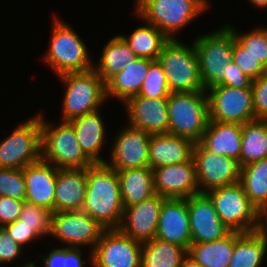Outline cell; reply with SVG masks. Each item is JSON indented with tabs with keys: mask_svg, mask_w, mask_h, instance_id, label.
<instances>
[{
	"mask_svg": "<svg viewBox=\"0 0 267 267\" xmlns=\"http://www.w3.org/2000/svg\"><path fill=\"white\" fill-rule=\"evenodd\" d=\"M81 211L105 229L119 228L124 208L116 170L105 163L87 167V190Z\"/></svg>",
	"mask_w": 267,
	"mask_h": 267,
	"instance_id": "obj_1",
	"label": "cell"
},
{
	"mask_svg": "<svg viewBox=\"0 0 267 267\" xmlns=\"http://www.w3.org/2000/svg\"><path fill=\"white\" fill-rule=\"evenodd\" d=\"M134 14L169 39L209 8L208 0H136ZM183 28V29H182Z\"/></svg>",
	"mask_w": 267,
	"mask_h": 267,
	"instance_id": "obj_2",
	"label": "cell"
},
{
	"mask_svg": "<svg viewBox=\"0 0 267 267\" xmlns=\"http://www.w3.org/2000/svg\"><path fill=\"white\" fill-rule=\"evenodd\" d=\"M50 45L43 61L57 76L85 72L93 68L89 50L84 40L71 26L54 17Z\"/></svg>",
	"mask_w": 267,
	"mask_h": 267,
	"instance_id": "obj_3",
	"label": "cell"
},
{
	"mask_svg": "<svg viewBox=\"0 0 267 267\" xmlns=\"http://www.w3.org/2000/svg\"><path fill=\"white\" fill-rule=\"evenodd\" d=\"M168 134L201 140L209 122L206 91L177 92L168 96Z\"/></svg>",
	"mask_w": 267,
	"mask_h": 267,
	"instance_id": "obj_4",
	"label": "cell"
},
{
	"mask_svg": "<svg viewBox=\"0 0 267 267\" xmlns=\"http://www.w3.org/2000/svg\"><path fill=\"white\" fill-rule=\"evenodd\" d=\"M66 87L62 104V120L69 122L82 115L100 110L106 103L105 82L92 68L85 72L58 76Z\"/></svg>",
	"mask_w": 267,
	"mask_h": 267,
	"instance_id": "obj_5",
	"label": "cell"
},
{
	"mask_svg": "<svg viewBox=\"0 0 267 267\" xmlns=\"http://www.w3.org/2000/svg\"><path fill=\"white\" fill-rule=\"evenodd\" d=\"M171 93L205 91L194 46L170 39L157 58Z\"/></svg>",
	"mask_w": 267,
	"mask_h": 267,
	"instance_id": "obj_6",
	"label": "cell"
},
{
	"mask_svg": "<svg viewBox=\"0 0 267 267\" xmlns=\"http://www.w3.org/2000/svg\"><path fill=\"white\" fill-rule=\"evenodd\" d=\"M41 159L58 169H84L93 163L81 150L74 129L69 122L57 126L49 123L40 113Z\"/></svg>",
	"mask_w": 267,
	"mask_h": 267,
	"instance_id": "obj_7",
	"label": "cell"
},
{
	"mask_svg": "<svg viewBox=\"0 0 267 267\" xmlns=\"http://www.w3.org/2000/svg\"><path fill=\"white\" fill-rule=\"evenodd\" d=\"M234 40L233 32L225 24L193 40L205 91L224 80V66L232 61Z\"/></svg>",
	"mask_w": 267,
	"mask_h": 267,
	"instance_id": "obj_8",
	"label": "cell"
},
{
	"mask_svg": "<svg viewBox=\"0 0 267 267\" xmlns=\"http://www.w3.org/2000/svg\"><path fill=\"white\" fill-rule=\"evenodd\" d=\"M40 114L17 125L13 132L0 142V167L23 169L41 160Z\"/></svg>",
	"mask_w": 267,
	"mask_h": 267,
	"instance_id": "obj_9",
	"label": "cell"
},
{
	"mask_svg": "<svg viewBox=\"0 0 267 267\" xmlns=\"http://www.w3.org/2000/svg\"><path fill=\"white\" fill-rule=\"evenodd\" d=\"M205 194L211 199L220 220L230 231H255L257 208L248 199L239 182L211 189Z\"/></svg>",
	"mask_w": 267,
	"mask_h": 267,
	"instance_id": "obj_10",
	"label": "cell"
},
{
	"mask_svg": "<svg viewBox=\"0 0 267 267\" xmlns=\"http://www.w3.org/2000/svg\"><path fill=\"white\" fill-rule=\"evenodd\" d=\"M209 120L244 125L256 119L251 88L215 85L206 90Z\"/></svg>",
	"mask_w": 267,
	"mask_h": 267,
	"instance_id": "obj_11",
	"label": "cell"
},
{
	"mask_svg": "<svg viewBox=\"0 0 267 267\" xmlns=\"http://www.w3.org/2000/svg\"><path fill=\"white\" fill-rule=\"evenodd\" d=\"M106 229L83 211H62L52 214L50 236L63 246L83 248L92 252ZM66 244V245H65Z\"/></svg>",
	"mask_w": 267,
	"mask_h": 267,
	"instance_id": "obj_12",
	"label": "cell"
},
{
	"mask_svg": "<svg viewBox=\"0 0 267 267\" xmlns=\"http://www.w3.org/2000/svg\"><path fill=\"white\" fill-rule=\"evenodd\" d=\"M199 193L239 182L241 166L238 160L206 150L199 142L193 147Z\"/></svg>",
	"mask_w": 267,
	"mask_h": 267,
	"instance_id": "obj_13",
	"label": "cell"
},
{
	"mask_svg": "<svg viewBox=\"0 0 267 267\" xmlns=\"http://www.w3.org/2000/svg\"><path fill=\"white\" fill-rule=\"evenodd\" d=\"M142 243L119 229H106L92 251V267H141Z\"/></svg>",
	"mask_w": 267,
	"mask_h": 267,
	"instance_id": "obj_14",
	"label": "cell"
},
{
	"mask_svg": "<svg viewBox=\"0 0 267 267\" xmlns=\"http://www.w3.org/2000/svg\"><path fill=\"white\" fill-rule=\"evenodd\" d=\"M110 147V159L105 164L116 171L149 167V141L151 134L127 124L121 127Z\"/></svg>",
	"mask_w": 267,
	"mask_h": 267,
	"instance_id": "obj_15",
	"label": "cell"
},
{
	"mask_svg": "<svg viewBox=\"0 0 267 267\" xmlns=\"http://www.w3.org/2000/svg\"><path fill=\"white\" fill-rule=\"evenodd\" d=\"M186 203L192 243L216 241L231 232L220 220L211 199L205 193L186 198Z\"/></svg>",
	"mask_w": 267,
	"mask_h": 267,
	"instance_id": "obj_16",
	"label": "cell"
},
{
	"mask_svg": "<svg viewBox=\"0 0 267 267\" xmlns=\"http://www.w3.org/2000/svg\"><path fill=\"white\" fill-rule=\"evenodd\" d=\"M123 105L129 126L149 134L168 133V98L132 96Z\"/></svg>",
	"mask_w": 267,
	"mask_h": 267,
	"instance_id": "obj_17",
	"label": "cell"
},
{
	"mask_svg": "<svg viewBox=\"0 0 267 267\" xmlns=\"http://www.w3.org/2000/svg\"><path fill=\"white\" fill-rule=\"evenodd\" d=\"M155 193L164 198L186 199L199 193L193 157L187 161L153 169Z\"/></svg>",
	"mask_w": 267,
	"mask_h": 267,
	"instance_id": "obj_18",
	"label": "cell"
},
{
	"mask_svg": "<svg viewBox=\"0 0 267 267\" xmlns=\"http://www.w3.org/2000/svg\"><path fill=\"white\" fill-rule=\"evenodd\" d=\"M164 198L161 195L127 207L123 211L119 230L141 243L155 238Z\"/></svg>",
	"mask_w": 267,
	"mask_h": 267,
	"instance_id": "obj_19",
	"label": "cell"
},
{
	"mask_svg": "<svg viewBox=\"0 0 267 267\" xmlns=\"http://www.w3.org/2000/svg\"><path fill=\"white\" fill-rule=\"evenodd\" d=\"M155 238L177 244L188 250L192 242L186 199L166 198L163 201Z\"/></svg>",
	"mask_w": 267,
	"mask_h": 267,
	"instance_id": "obj_20",
	"label": "cell"
},
{
	"mask_svg": "<svg viewBox=\"0 0 267 267\" xmlns=\"http://www.w3.org/2000/svg\"><path fill=\"white\" fill-rule=\"evenodd\" d=\"M58 168L42 159L23 168L25 201L54 213V196Z\"/></svg>",
	"mask_w": 267,
	"mask_h": 267,
	"instance_id": "obj_21",
	"label": "cell"
},
{
	"mask_svg": "<svg viewBox=\"0 0 267 267\" xmlns=\"http://www.w3.org/2000/svg\"><path fill=\"white\" fill-rule=\"evenodd\" d=\"M194 142L171 134H151L149 167L155 168L187 162L193 157Z\"/></svg>",
	"mask_w": 267,
	"mask_h": 267,
	"instance_id": "obj_22",
	"label": "cell"
},
{
	"mask_svg": "<svg viewBox=\"0 0 267 267\" xmlns=\"http://www.w3.org/2000/svg\"><path fill=\"white\" fill-rule=\"evenodd\" d=\"M87 190V168L58 169L54 212L81 211Z\"/></svg>",
	"mask_w": 267,
	"mask_h": 267,
	"instance_id": "obj_23",
	"label": "cell"
},
{
	"mask_svg": "<svg viewBox=\"0 0 267 267\" xmlns=\"http://www.w3.org/2000/svg\"><path fill=\"white\" fill-rule=\"evenodd\" d=\"M100 110L77 117L69 123L72 125L76 138L79 141L84 155L93 164H104L106 160L101 157L102 147L106 139L105 121Z\"/></svg>",
	"mask_w": 267,
	"mask_h": 267,
	"instance_id": "obj_24",
	"label": "cell"
},
{
	"mask_svg": "<svg viewBox=\"0 0 267 267\" xmlns=\"http://www.w3.org/2000/svg\"><path fill=\"white\" fill-rule=\"evenodd\" d=\"M199 143L208 151L239 161L242 145V125L209 120Z\"/></svg>",
	"mask_w": 267,
	"mask_h": 267,
	"instance_id": "obj_25",
	"label": "cell"
},
{
	"mask_svg": "<svg viewBox=\"0 0 267 267\" xmlns=\"http://www.w3.org/2000/svg\"><path fill=\"white\" fill-rule=\"evenodd\" d=\"M150 60L136 58L106 83V99L117 98L123 104L132 96L138 95L148 74Z\"/></svg>",
	"mask_w": 267,
	"mask_h": 267,
	"instance_id": "obj_26",
	"label": "cell"
},
{
	"mask_svg": "<svg viewBox=\"0 0 267 267\" xmlns=\"http://www.w3.org/2000/svg\"><path fill=\"white\" fill-rule=\"evenodd\" d=\"M116 173L124 209L156 195L154 174L150 167L128 168Z\"/></svg>",
	"mask_w": 267,
	"mask_h": 267,
	"instance_id": "obj_27",
	"label": "cell"
},
{
	"mask_svg": "<svg viewBox=\"0 0 267 267\" xmlns=\"http://www.w3.org/2000/svg\"><path fill=\"white\" fill-rule=\"evenodd\" d=\"M235 244V231L222 239L191 243L187 255L202 267H228Z\"/></svg>",
	"mask_w": 267,
	"mask_h": 267,
	"instance_id": "obj_28",
	"label": "cell"
},
{
	"mask_svg": "<svg viewBox=\"0 0 267 267\" xmlns=\"http://www.w3.org/2000/svg\"><path fill=\"white\" fill-rule=\"evenodd\" d=\"M100 57L93 69L105 83L137 58L119 34L108 40Z\"/></svg>",
	"mask_w": 267,
	"mask_h": 267,
	"instance_id": "obj_29",
	"label": "cell"
},
{
	"mask_svg": "<svg viewBox=\"0 0 267 267\" xmlns=\"http://www.w3.org/2000/svg\"><path fill=\"white\" fill-rule=\"evenodd\" d=\"M137 58L157 60L163 47L170 40L162 31L145 22L128 35H119Z\"/></svg>",
	"mask_w": 267,
	"mask_h": 267,
	"instance_id": "obj_30",
	"label": "cell"
},
{
	"mask_svg": "<svg viewBox=\"0 0 267 267\" xmlns=\"http://www.w3.org/2000/svg\"><path fill=\"white\" fill-rule=\"evenodd\" d=\"M267 254V241L256 234L235 232V244L228 267H261Z\"/></svg>",
	"mask_w": 267,
	"mask_h": 267,
	"instance_id": "obj_31",
	"label": "cell"
},
{
	"mask_svg": "<svg viewBox=\"0 0 267 267\" xmlns=\"http://www.w3.org/2000/svg\"><path fill=\"white\" fill-rule=\"evenodd\" d=\"M267 158V120L255 119L242 125V145L239 165Z\"/></svg>",
	"mask_w": 267,
	"mask_h": 267,
	"instance_id": "obj_32",
	"label": "cell"
},
{
	"mask_svg": "<svg viewBox=\"0 0 267 267\" xmlns=\"http://www.w3.org/2000/svg\"><path fill=\"white\" fill-rule=\"evenodd\" d=\"M187 250L177 244L153 238L142 243L141 267H181Z\"/></svg>",
	"mask_w": 267,
	"mask_h": 267,
	"instance_id": "obj_33",
	"label": "cell"
},
{
	"mask_svg": "<svg viewBox=\"0 0 267 267\" xmlns=\"http://www.w3.org/2000/svg\"><path fill=\"white\" fill-rule=\"evenodd\" d=\"M239 183L257 209L267 204V158L241 167Z\"/></svg>",
	"mask_w": 267,
	"mask_h": 267,
	"instance_id": "obj_34",
	"label": "cell"
},
{
	"mask_svg": "<svg viewBox=\"0 0 267 267\" xmlns=\"http://www.w3.org/2000/svg\"><path fill=\"white\" fill-rule=\"evenodd\" d=\"M234 34L235 40L265 66L267 64V27H257L238 33L233 24H225Z\"/></svg>",
	"mask_w": 267,
	"mask_h": 267,
	"instance_id": "obj_35",
	"label": "cell"
},
{
	"mask_svg": "<svg viewBox=\"0 0 267 267\" xmlns=\"http://www.w3.org/2000/svg\"><path fill=\"white\" fill-rule=\"evenodd\" d=\"M52 214L53 212L49 209L24 201L18 219L21 220V223L33 228L41 237H44L50 235Z\"/></svg>",
	"mask_w": 267,
	"mask_h": 267,
	"instance_id": "obj_36",
	"label": "cell"
},
{
	"mask_svg": "<svg viewBox=\"0 0 267 267\" xmlns=\"http://www.w3.org/2000/svg\"><path fill=\"white\" fill-rule=\"evenodd\" d=\"M171 94L166 76L158 60H150L148 74L138 95L148 98H168Z\"/></svg>",
	"mask_w": 267,
	"mask_h": 267,
	"instance_id": "obj_37",
	"label": "cell"
},
{
	"mask_svg": "<svg viewBox=\"0 0 267 267\" xmlns=\"http://www.w3.org/2000/svg\"><path fill=\"white\" fill-rule=\"evenodd\" d=\"M1 196L25 201L26 185L23 169L0 167V197Z\"/></svg>",
	"mask_w": 267,
	"mask_h": 267,
	"instance_id": "obj_38",
	"label": "cell"
},
{
	"mask_svg": "<svg viewBox=\"0 0 267 267\" xmlns=\"http://www.w3.org/2000/svg\"><path fill=\"white\" fill-rule=\"evenodd\" d=\"M232 61L252 80L263 76L264 65L234 40Z\"/></svg>",
	"mask_w": 267,
	"mask_h": 267,
	"instance_id": "obj_39",
	"label": "cell"
},
{
	"mask_svg": "<svg viewBox=\"0 0 267 267\" xmlns=\"http://www.w3.org/2000/svg\"><path fill=\"white\" fill-rule=\"evenodd\" d=\"M251 89L256 119L267 120V79L260 76L252 80Z\"/></svg>",
	"mask_w": 267,
	"mask_h": 267,
	"instance_id": "obj_40",
	"label": "cell"
},
{
	"mask_svg": "<svg viewBox=\"0 0 267 267\" xmlns=\"http://www.w3.org/2000/svg\"><path fill=\"white\" fill-rule=\"evenodd\" d=\"M24 250L4 228L0 229V265L18 261L16 259L20 258L19 256L22 255Z\"/></svg>",
	"mask_w": 267,
	"mask_h": 267,
	"instance_id": "obj_41",
	"label": "cell"
},
{
	"mask_svg": "<svg viewBox=\"0 0 267 267\" xmlns=\"http://www.w3.org/2000/svg\"><path fill=\"white\" fill-rule=\"evenodd\" d=\"M3 228L13 238V240L20 244L23 248L29 243H32V241L41 238V236L33 228L21 223V220L19 219L13 223L5 225Z\"/></svg>",
	"mask_w": 267,
	"mask_h": 267,
	"instance_id": "obj_42",
	"label": "cell"
},
{
	"mask_svg": "<svg viewBox=\"0 0 267 267\" xmlns=\"http://www.w3.org/2000/svg\"><path fill=\"white\" fill-rule=\"evenodd\" d=\"M225 78L220 85L236 88H251L252 79L243 73V71L230 61L224 66Z\"/></svg>",
	"mask_w": 267,
	"mask_h": 267,
	"instance_id": "obj_43",
	"label": "cell"
},
{
	"mask_svg": "<svg viewBox=\"0 0 267 267\" xmlns=\"http://www.w3.org/2000/svg\"><path fill=\"white\" fill-rule=\"evenodd\" d=\"M23 202L11 197H0V225L2 227L19 218Z\"/></svg>",
	"mask_w": 267,
	"mask_h": 267,
	"instance_id": "obj_44",
	"label": "cell"
},
{
	"mask_svg": "<svg viewBox=\"0 0 267 267\" xmlns=\"http://www.w3.org/2000/svg\"><path fill=\"white\" fill-rule=\"evenodd\" d=\"M81 248L64 247V267H85V262H90L92 267V252L88 254L87 259H83Z\"/></svg>",
	"mask_w": 267,
	"mask_h": 267,
	"instance_id": "obj_45",
	"label": "cell"
},
{
	"mask_svg": "<svg viewBox=\"0 0 267 267\" xmlns=\"http://www.w3.org/2000/svg\"><path fill=\"white\" fill-rule=\"evenodd\" d=\"M39 257L43 259L44 267H64V246L53 247L46 256L40 255Z\"/></svg>",
	"mask_w": 267,
	"mask_h": 267,
	"instance_id": "obj_46",
	"label": "cell"
},
{
	"mask_svg": "<svg viewBox=\"0 0 267 267\" xmlns=\"http://www.w3.org/2000/svg\"><path fill=\"white\" fill-rule=\"evenodd\" d=\"M254 232L267 241V204L257 209V221Z\"/></svg>",
	"mask_w": 267,
	"mask_h": 267,
	"instance_id": "obj_47",
	"label": "cell"
},
{
	"mask_svg": "<svg viewBox=\"0 0 267 267\" xmlns=\"http://www.w3.org/2000/svg\"><path fill=\"white\" fill-rule=\"evenodd\" d=\"M181 267H202L188 255L183 259Z\"/></svg>",
	"mask_w": 267,
	"mask_h": 267,
	"instance_id": "obj_48",
	"label": "cell"
},
{
	"mask_svg": "<svg viewBox=\"0 0 267 267\" xmlns=\"http://www.w3.org/2000/svg\"><path fill=\"white\" fill-rule=\"evenodd\" d=\"M254 7L262 10L267 8V0H248Z\"/></svg>",
	"mask_w": 267,
	"mask_h": 267,
	"instance_id": "obj_49",
	"label": "cell"
},
{
	"mask_svg": "<svg viewBox=\"0 0 267 267\" xmlns=\"http://www.w3.org/2000/svg\"><path fill=\"white\" fill-rule=\"evenodd\" d=\"M36 262H32V261H29L27 263H24L23 265H21V267H37V265H35ZM20 267V266H19Z\"/></svg>",
	"mask_w": 267,
	"mask_h": 267,
	"instance_id": "obj_50",
	"label": "cell"
},
{
	"mask_svg": "<svg viewBox=\"0 0 267 267\" xmlns=\"http://www.w3.org/2000/svg\"><path fill=\"white\" fill-rule=\"evenodd\" d=\"M263 77H265L267 79V64L264 66Z\"/></svg>",
	"mask_w": 267,
	"mask_h": 267,
	"instance_id": "obj_51",
	"label": "cell"
}]
</instances>
